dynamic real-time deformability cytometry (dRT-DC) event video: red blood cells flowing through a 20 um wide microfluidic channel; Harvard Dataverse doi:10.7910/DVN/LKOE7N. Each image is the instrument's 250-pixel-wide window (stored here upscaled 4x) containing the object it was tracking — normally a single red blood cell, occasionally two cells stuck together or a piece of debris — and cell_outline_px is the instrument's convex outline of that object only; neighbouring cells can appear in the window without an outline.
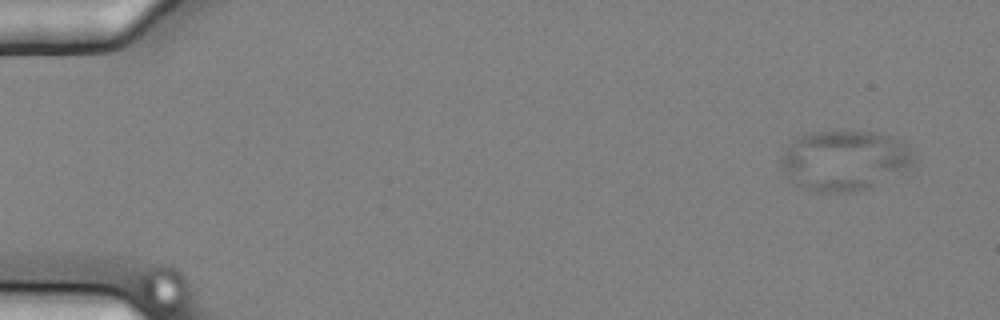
{"species": "common noctule bat (a hibernating species)", "species_latin": "Nyctalus noctula", "temperature_condition": "cold", "stored_images_in_passage": 5, "camera_frame_rate_fps": 3000, "um_per_image_px": 0.085, "animal": {"sex": "female", "body_mass_g": 25.1}, "frame": {"image": 1, "passage_image": 1, "time_ms": 0.0, "image_size_px": [1000, 320], "cell_outline_px": [[912, 164], [872, 188], [856, 192], [816, 192], [792, 184], [784, 176], [780, 164], [780, 156], [792, 140], [796, 136], [812, 132], [876, 132], [888, 136], [908, 144], [912, 152]], "centroid_in_image_um": [71.69, 13.66], "position_along_channel_um": 13.3, "area_um2": 46.76}}